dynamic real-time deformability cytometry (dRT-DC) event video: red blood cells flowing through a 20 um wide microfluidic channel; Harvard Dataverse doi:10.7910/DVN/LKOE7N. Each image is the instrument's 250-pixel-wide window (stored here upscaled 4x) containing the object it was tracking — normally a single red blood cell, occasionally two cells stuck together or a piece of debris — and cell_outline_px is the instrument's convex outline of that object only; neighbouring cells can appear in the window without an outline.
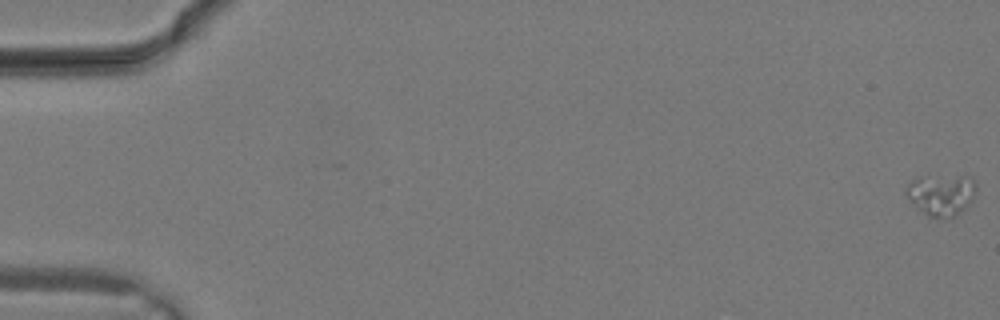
{"species": "common noctule bat (a hibernating species)", "species_latin": "Nyctalus noctula", "temperature_condition": "warm", "stored_images_in_passage": 20, "camera_frame_rate_fps": 3000, "um_per_image_px": 0.085, "animal": {"sex": "male", "body_mass_g": 19.2, "forearm_length_mm": 51.8}, "frame": {"image": 1, "passage_image": 1, "time_ms": 0.0, "image_size_px": [1000, 320], "cell_outline_px": [[976, 188], [972, 200], [956, 216], [940, 220], [928, 216], [912, 204], [904, 192], [904, 188], [916, 176], [972, 176], [976, 184]], "centroid_in_image_um": [79.98, 16.55], "position_along_channel_um": 5.0, "area_um2": 17.28}}
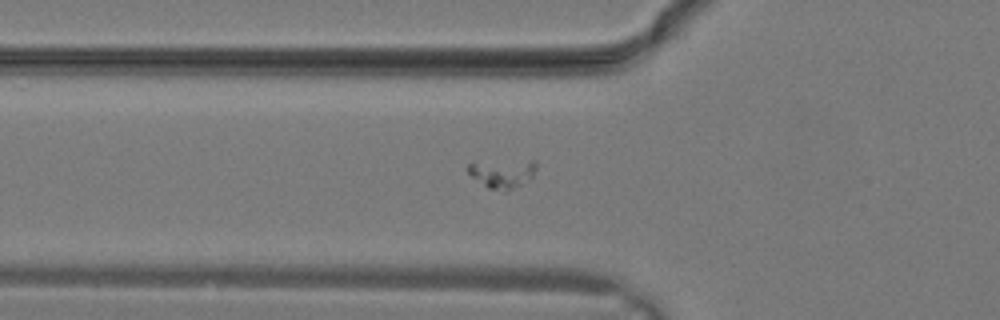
{"frame": {"image": 2, "passage_image": 12, "time_ms": 3.667, "image_size_px": [1000, 320], "cell_outline_px": [[536, 168], [532, 176], [528, 180], [508, 192], [504, 192], [488, 188], [472, 176], [468, 172], [468, 164], [532, 160], [536, 160]], "centroid_in_image_um": [42.75, 14.78], "position_along_channel_um": 83.0, "area_um2": 11.04}}
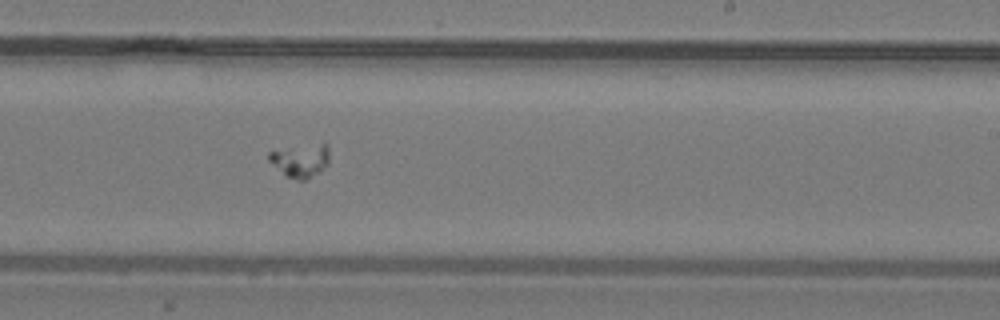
{"frame": {"image": 3, "passage_image": 20, "time_ms": 6.333, "image_size_px": [1000, 320], "cell_outline_px": [[328, 164], [320, 172], [304, 180], [296, 180], [284, 176], [268, 160], [268, 152], [320, 144], [324, 144], [328, 148]], "centroid_in_image_um": [25.53, 13.7], "position_along_channel_um": 263.5, "area_um2": 11.33}}